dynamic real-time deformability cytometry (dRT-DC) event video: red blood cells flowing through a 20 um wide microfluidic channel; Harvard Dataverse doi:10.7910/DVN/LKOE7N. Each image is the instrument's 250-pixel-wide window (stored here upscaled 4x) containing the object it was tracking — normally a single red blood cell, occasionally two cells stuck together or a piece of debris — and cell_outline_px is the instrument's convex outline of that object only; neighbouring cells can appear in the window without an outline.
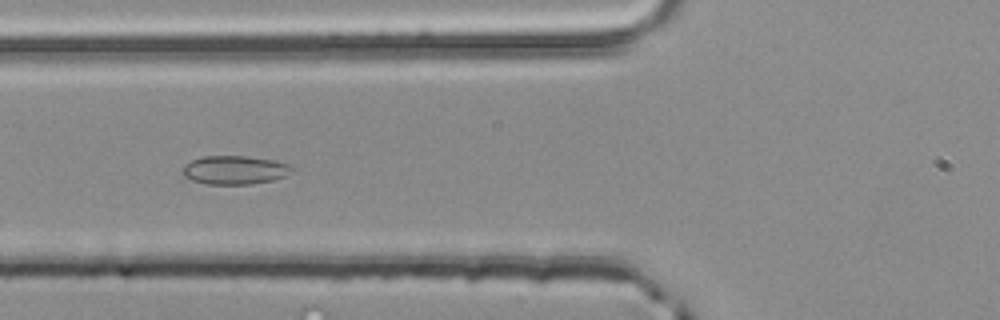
{"species": "common noctule bat (a hibernating species)", "species_latin": "Nyctalus noctula", "temperature_condition": "room temperature", "stored_images_in_passage": 14, "camera_frame_rate_fps": 3000, "um_per_image_px": 0.085, "animal": {"sex": "male", "body_mass_g": 20.4}, "frame": {"image": 1, "passage_image": 7, "time_ms": 2.0, "image_size_px": [1000, 320], "cell_outline_px": [[292, 172], [284, 176], [272, 180], [252, 184], [208, 184], [192, 180], [184, 176], [184, 164], [192, 160], [204, 156], [244, 156], [272, 160], [288, 164], [292, 168]], "centroid_in_image_um": [19.94, 14.45], "position_along_channel_um": 105.9, "area_um2": 17.98}}
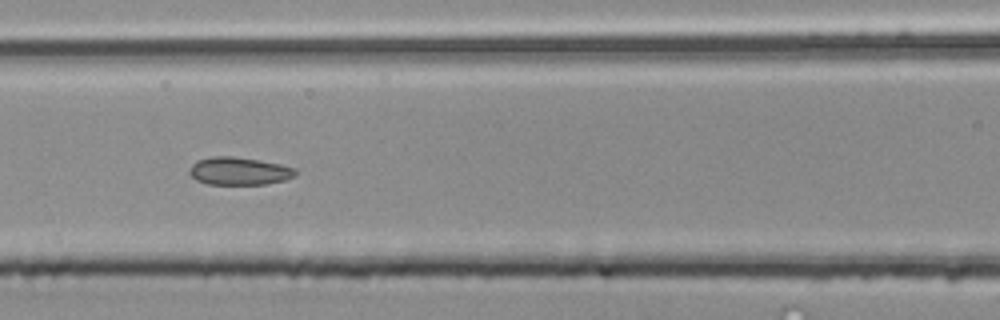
{"frame": {"image": 2, "passage_image": 10, "time_ms": 3.0, "image_size_px": [1000, 320], "cell_outline_px": [[296, 176], [284, 180], [264, 184], [208, 184], [196, 180], [188, 172], [192, 164], [196, 160], [212, 156], [232, 156], [280, 164], [296, 168]], "centroid_in_image_um": [20.31, 14.54], "position_along_channel_um": 146.3, "area_um2": 17.11}}